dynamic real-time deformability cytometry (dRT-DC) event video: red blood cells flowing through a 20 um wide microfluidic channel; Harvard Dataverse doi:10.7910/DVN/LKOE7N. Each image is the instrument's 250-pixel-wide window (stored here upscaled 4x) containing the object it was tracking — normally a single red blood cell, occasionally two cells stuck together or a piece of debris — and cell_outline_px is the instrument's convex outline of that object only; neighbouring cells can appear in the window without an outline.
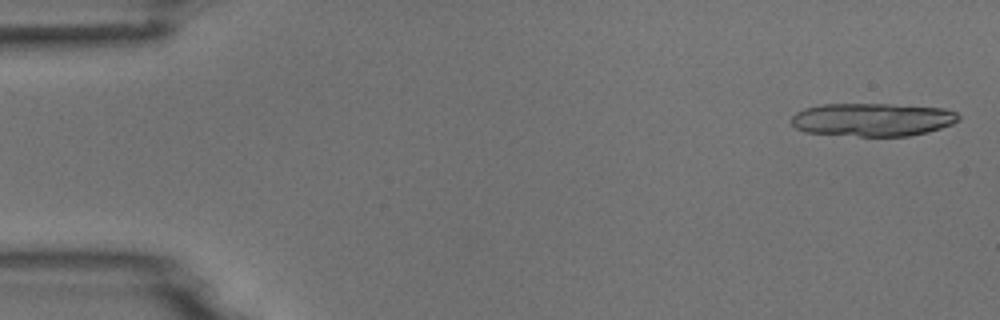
{"species": "common noctule bat (a hibernating species)", "species_latin": "Nyctalus noctula", "temperature_condition": "room temperature", "stored_images_in_passage": 6, "camera_frame_rate_fps": 3000, "um_per_image_px": 0.085, "animal": {"sex": "male", "body_mass_g": 18.8}, "frame": {"image": 1, "passage_image": 1, "time_ms": 0.0, "image_size_px": [1000, 320], "cell_outline_px": [[960, 120], [952, 124], [928, 132], [908, 136], [860, 136], [804, 132], [796, 128], [792, 124], [792, 116], [796, 112], [804, 108], [820, 104], [888, 104], [944, 108], [956, 112], [960, 116]], "centroid_in_image_um": [74.16, 10.16], "position_along_channel_um": 10.8, "area_um2": 32.43}}